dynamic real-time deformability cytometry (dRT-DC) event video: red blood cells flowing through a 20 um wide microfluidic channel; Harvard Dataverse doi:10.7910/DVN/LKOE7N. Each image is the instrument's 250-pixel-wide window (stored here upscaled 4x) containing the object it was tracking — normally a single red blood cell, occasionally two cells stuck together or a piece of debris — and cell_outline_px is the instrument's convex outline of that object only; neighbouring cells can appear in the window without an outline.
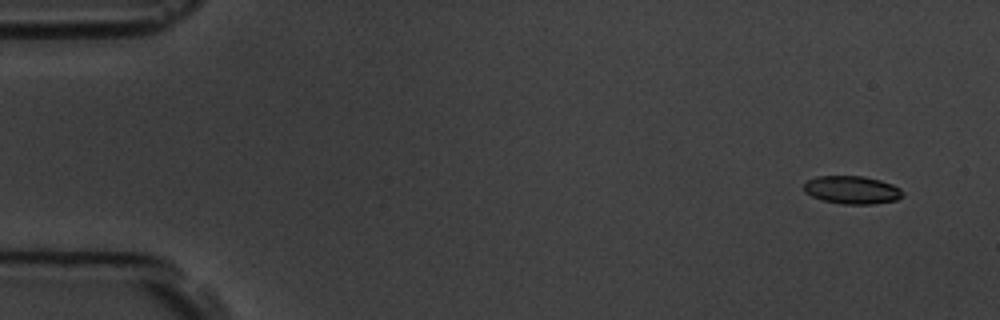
{"species": "common noctule bat (a hibernating species)", "species_latin": "Nyctalus noctula", "temperature_condition": "room temperature", "stored_images_in_passage": 6, "camera_frame_rate_fps": 3000, "um_per_image_px": 0.085, "animal": {"sex": "male", "body_mass_g": 19.5, "forearm_length_mm": 54.6}, "frame": {"image": 1, "passage_image": 1, "time_ms": 0.0, "image_size_px": [1000, 320], "cell_outline_px": [[904, 196], [896, 200], [872, 204], [844, 204], [824, 200], [812, 196], [804, 192], [804, 184], [808, 180], [816, 176], [864, 176], [880, 180], [892, 184], [900, 188], [904, 192]], "centroid_in_image_um": [72.44, 16.14], "position_along_channel_um": 12.6, "area_um2": 16.13}}
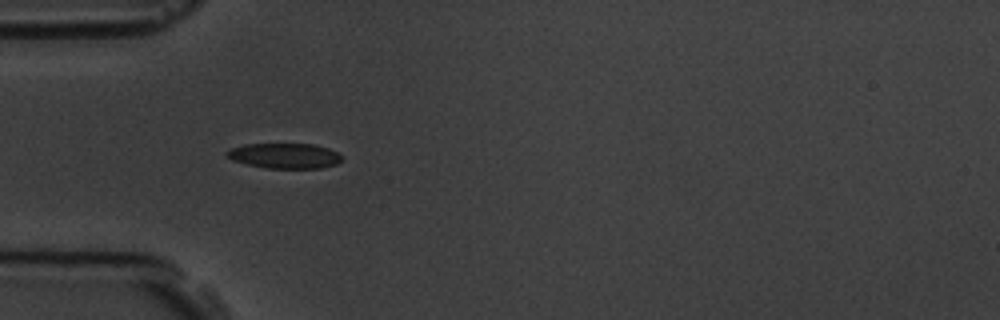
{"frame": {"image": 2, "passage_image": 5, "time_ms": 4.667, "image_size_px": [1000, 320], "cell_outline_px": [[344, 156], [336, 164], [320, 168], [264, 168], [232, 160], [224, 152], [232, 148], [244, 144], [312, 144], [328, 148]], "centroid_in_image_um": [24.19, 13.24], "position_along_channel_um": 60.8, "area_um2": 16.82}}
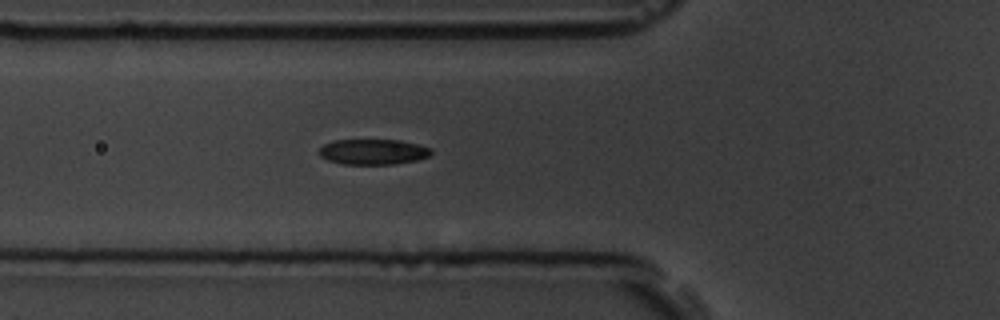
{"frame": {"image": 3, "passage_image": 6, "time_ms": 5.667, "image_size_px": [1000, 320], "cell_outline_px": [[432, 152], [428, 156], [416, 160], [392, 164], [344, 164], [328, 160], [320, 156], [320, 148], [324, 144], [336, 140], [400, 140], [432, 148]], "centroid_in_image_um": [31.72, 12.9], "position_along_channel_um": 94.1, "area_um2": 16.42}}